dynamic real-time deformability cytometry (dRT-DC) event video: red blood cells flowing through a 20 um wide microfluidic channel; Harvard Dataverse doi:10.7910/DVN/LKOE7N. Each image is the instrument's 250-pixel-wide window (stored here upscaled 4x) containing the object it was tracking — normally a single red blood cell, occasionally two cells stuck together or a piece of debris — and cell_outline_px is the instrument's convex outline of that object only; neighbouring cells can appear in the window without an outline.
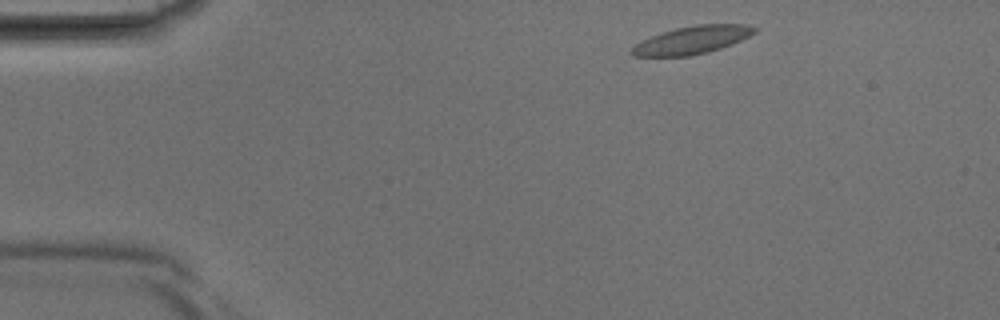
{"species": "Egyptian fruit bat (a non-hibernating species)", "species_latin": "Rousettus aegyptiacus", "temperature_condition": "room temperature", "stored_images_in_passage": 36, "camera_frame_rate_fps": 3000, "um_per_image_px": 0.085, "animal": {"sex": "male"}, "frame": {"image": 1, "passage_image": 2, "time_ms": 0.333, "image_size_px": [1000, 320], "cell_outline_px": [[756, 32], [732, 44], [708, 52], [692, 56], [632, 56], [628, 52], [636, 44], [660, 32], [676, 28], [696, 24], [744, 24], [756, 28]], "centroid_in_image_um": [58.81, 3.4], "position_along_channel_um": 26.2, "area_um2": 19.83}}
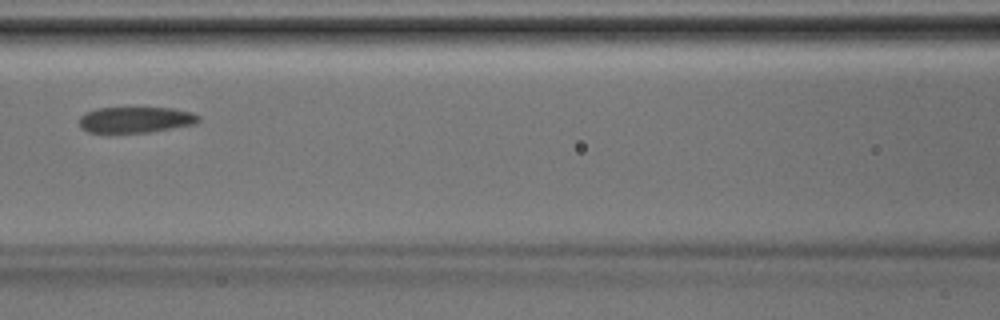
{"frame": {"image": 2, "passage_image": 14, "time_ms": 4.333, "image_size_px": [1000, 320], "cell_outline_px": [[200, 120], [196, 124], [148, 132], [88, 132], [80, 128], [80, 116], [84, 112], [96, 108], [172, 108], [192, 112], [200, 116]], "centroid_in_image_um": [11.53, 10.17], "position_along_channel_um": 155.1, "area_um2": 18.03}}
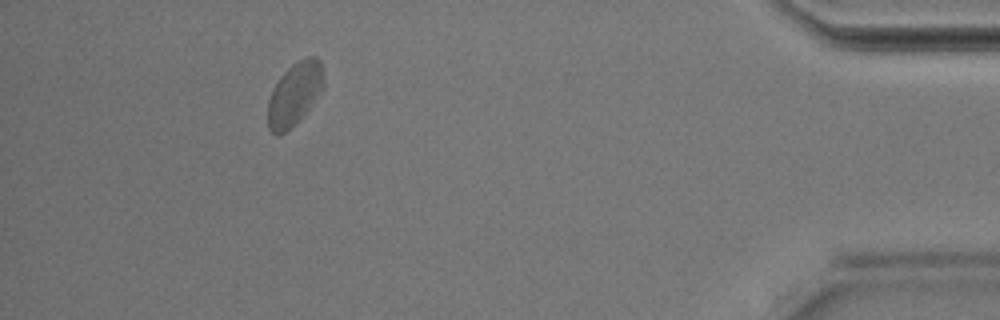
{"frame": {"image": 3, "passage_image": 33, "time_ms": 10.667, "image_size_px": [1000, 320], "cell_outline_px": [[324, 88], [308, 108], [280, 136], [276, 136], [268, 128], [268, 100], [272, 88], [280, 76], [292, 64], [308, 56], [316, 56], [320, 60], [324, 76]], "centroid_in_image_um": [25.03, 7.94], "position_along_channel_um": 410.2, "area_um2": 20.23}}